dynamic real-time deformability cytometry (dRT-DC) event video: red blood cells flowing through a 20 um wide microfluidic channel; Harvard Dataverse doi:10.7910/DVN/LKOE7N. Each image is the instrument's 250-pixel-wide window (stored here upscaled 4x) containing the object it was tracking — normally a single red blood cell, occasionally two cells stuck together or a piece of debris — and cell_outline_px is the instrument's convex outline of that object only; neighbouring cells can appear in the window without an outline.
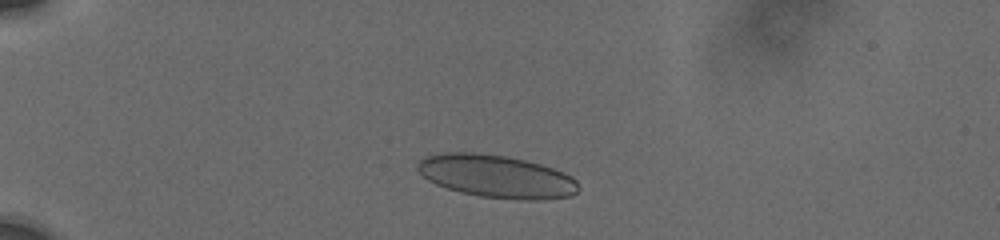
{"species": "human", "species_latin": "Homo sapiens", "temperature_condition": "cold", "stored_images_in_passage": 21, "camera_frame_rate_fps": 3000, "um_per_image_px": 0.085, "donor": {"sex": "male"}, "frame": {"image": 1, "passage_image": 9, "time_ms": 2.0, "image_size_px": [1000, 240], "cell_outline_px": [[580, 188], [572, 196], [540, 200], [520, 200], [480, 196], [460, 192], [436, 184], [428, 180], [416, 168], [416, 164], [424, 156], [440, 152], [476, 152], [504, 156], [524, 160], [540, 164], [564, 172], [572, 176], [576, 180]], "centroid_in_image_um": [42.2, 14.99], "position_along_channel_um": 42.8, "area_um2": 40.29}}
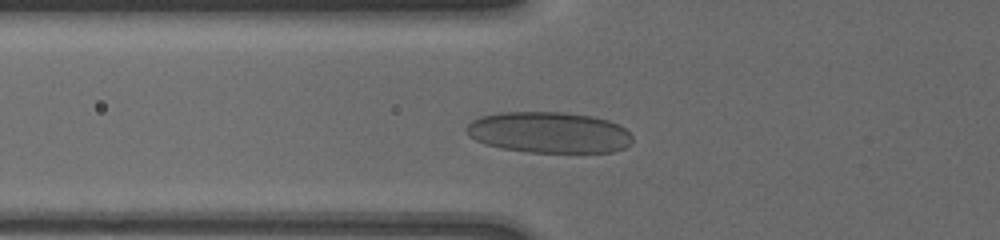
{"frame": {"image": 2, "passage_image": 21, "time_ms": 4.333, "image_size_px": [1000, 240], "cell_outline_px": [[632, 144], [624, 148], [612, 152], [528, 152], [500, 148], [484, 144], [468, 136], [464, 128], [472, 120], [480, 116], [500, 112], [564, 112], [592, 116], [608, 120], [624, 128], [632, 136]], "centroid_in_image_um": [46.63, 11.26], "position_along_channel_um": 79.2, "area_um2": 40.0}}